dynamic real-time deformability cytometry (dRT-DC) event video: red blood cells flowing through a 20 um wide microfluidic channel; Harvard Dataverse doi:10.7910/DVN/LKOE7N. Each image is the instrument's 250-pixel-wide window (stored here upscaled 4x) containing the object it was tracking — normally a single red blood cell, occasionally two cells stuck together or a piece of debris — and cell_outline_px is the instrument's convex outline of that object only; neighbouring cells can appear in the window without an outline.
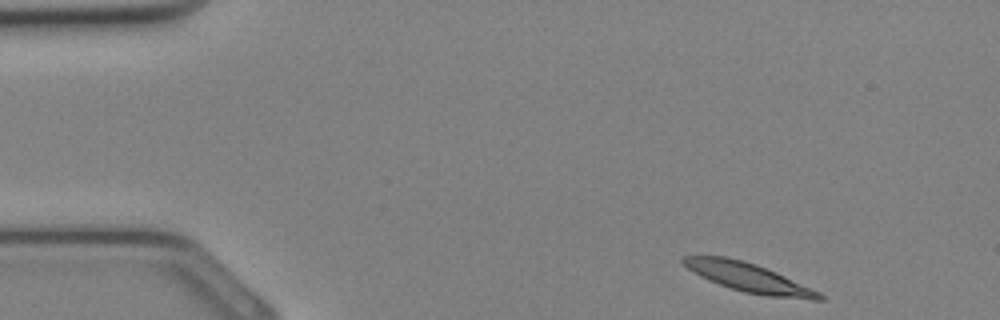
{"species": "Egyptian fruit bat (a non-hibernating species)", "species_latin": "Rousettus aegyptiacus", "temperature_condition": "cold", "stored_images_in_passage": 32, "camera_frame_rate_fps": 3000, "um_per_image_px": 0.085, "animal": {"sex": "female"}, "frame": {"image": 1, "passage_image": 1, "time_ms": 0.0, "image_size_px": [1000, 320], "cell_outline_px": [[824, 300], [812, 300], [768, 296], [744, 292], [708, 280], [700, 276], [688, 268], [680, 260], [684, 256], [724, 256], [744, 260], [756, 264], [776, 272], [820, 292], [824, 296]], "centroid_in_image_um": [63.65, 23.59], "position_along_channel_um": 21.3, "area_um2": 22.72}}
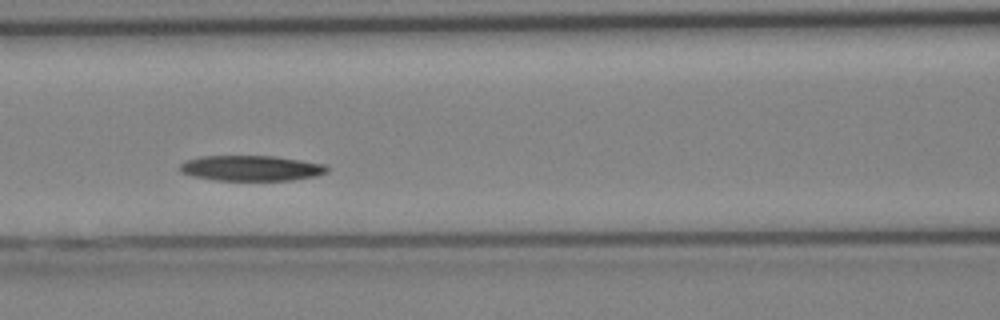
{"frame": {"image": 2, "passage_image": 12, "time_ms": 3.667, "image_size_px": [1000, 320], "cell_outline_px": [[328, 172], [316, 176], [292, 180], [216, 180], [192, 176], [180, 172], [176, 168], [184, 160], [200, 156], [276, 156], [324, 164], [328, 168]], "centroid_in_image_um": [21.29, 14.29], "position_along_channel_um": 145.3, "area_um2": 21.96}}
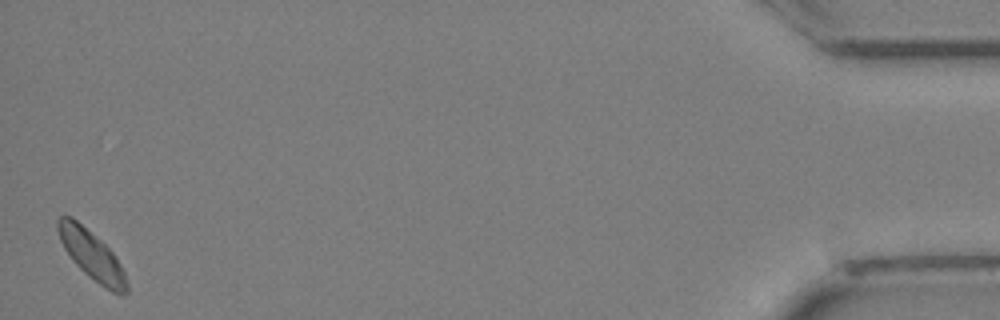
{"frame": {"image": 3, "passage_image": 32, "time_ms": 10.333, "image_size_px": [1000, 320], "cell_outline_px": [[128, 292], [120, 296], [112, 292], [88, 276], [72, 260], [64, 248], [60, 240], [56, 228], [56, 220], [60, 216], [72, 216], [100, 240], [112, 252], [120, 264], [124, 272], [128, 284]], "centroid_in_image_um": [7.78, 21.69], "position_along_channel_um": 427.4, "area_um2": 19.54}}